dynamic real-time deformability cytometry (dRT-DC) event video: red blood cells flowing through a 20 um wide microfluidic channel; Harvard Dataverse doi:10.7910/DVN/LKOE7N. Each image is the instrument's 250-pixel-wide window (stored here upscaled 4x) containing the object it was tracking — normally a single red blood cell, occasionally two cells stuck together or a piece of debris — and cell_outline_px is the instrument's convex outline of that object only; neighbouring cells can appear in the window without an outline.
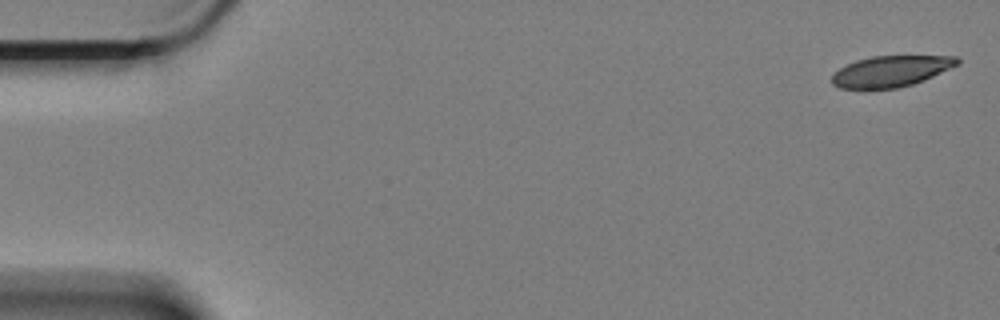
{"species": "Egyptian fruit bat (a non-hibernating species)", "species_latin": "Rousettus aegyptiacus", "temperature_condition": "cold", "stored_images_in_passage": 59, "camera_frame_rate_fps": 3000, "um_per_image_px": 0.085, "animal": {"sex": "female"}, "frame": {"image": 1, "passage_image": 1, "time_ms": 0.0, "image_size_px": [1000, 320], "cell_outline_px": [[960, 64], [924, 80], [900, 88], [840, 88], [832, 84], [832, 76], [840, 68], [856, 60], [872, 56], [956, 56], [960, 60]], "centroid_in_image_um": [75.76, 6.05], "position_along_channel_um": 9.2, "area_um2": 22.48}}
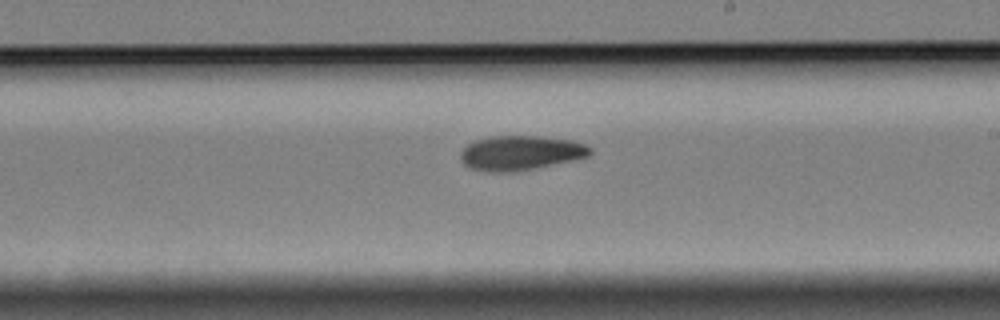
{"frame": {"image": 2, "passage_image": 34, "time_ms": 11.0, "image_size_px": [1000, 320], "cell_outline_px": [[592, 152], [588, 156], [532, 168], [512, 172], [492, 172], [472, 168], [464, 164], [460, 156], [460, 152], [468, 144], [476, 140], [492, 136], [540, 136], [572, 140], [584, 144], [592, 148]], "centroid_in_image_um": [44.23, 12.98], "position_along_channel_um": 244.8, "area_um2": 25.66}}
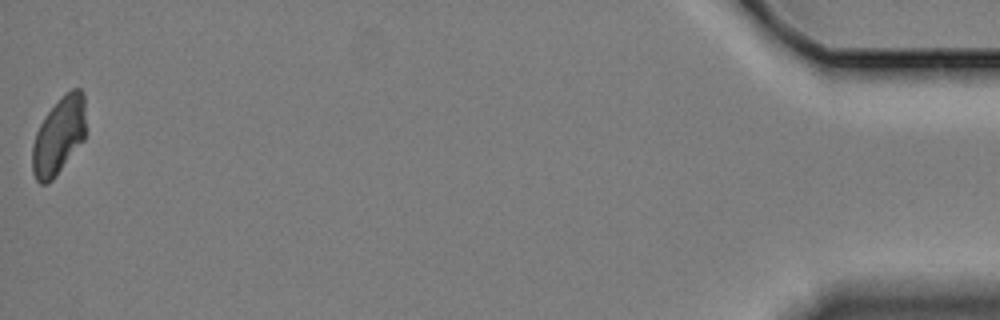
{"frame": {"image": 3, "passage_image": 59, "time_ms": 19.333, "image_size_px": [1000, 320], "cell_outline_px": [[84, 140], [56, 176], [48, 184], [40, 184], [36, 180], [32, 172], [32, 144], [36, 132], [44, 116], [60, 96], [64, 92], [72, 88], [80, 88], [84, 92]], "centroid_in_image_um": [4.98, 11.54], "position_along_channel_um": 430.2, "area_um2": 24.33}, "authors_computed_cell_mechanics": {"area_um2": 25.2586, "velocity_mm_per_s": 3.3347, "shape_relaxation_time_tau1_ms": 8.4168, "shape_relaxation_time_tau2_ms": 8.4216, "deformation_change_tau1": 0.1852, "deformation_change_tau2": 0.1233}}